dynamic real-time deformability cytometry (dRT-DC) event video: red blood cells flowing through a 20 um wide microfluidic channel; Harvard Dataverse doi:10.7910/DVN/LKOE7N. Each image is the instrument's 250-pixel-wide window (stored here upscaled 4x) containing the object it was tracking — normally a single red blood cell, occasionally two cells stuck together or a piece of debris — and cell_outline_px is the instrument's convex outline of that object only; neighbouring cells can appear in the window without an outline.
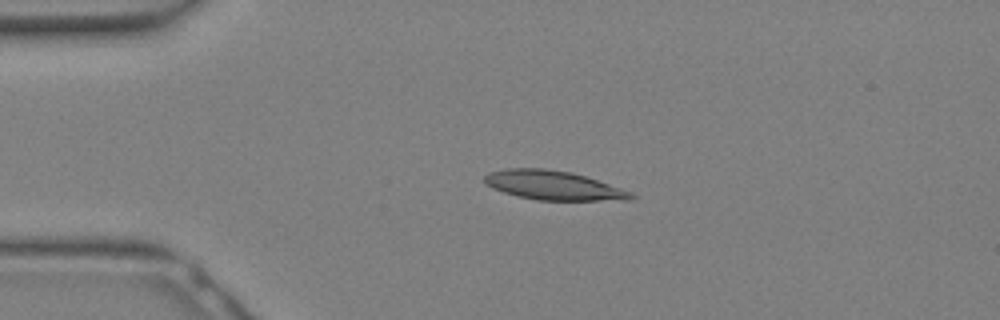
{"species": "Egyptian fruit bat (a non-hibernating species)", "species_latin": "Rousettus aegyptiacus", "temperature_condition": "warm", "stored_images_in_passage": 15, "camera_frame_rate_fps": 3000, "um_per_image_px": 0.085, "animal": {"sex": "female"}, "frame": {"image": 1, "passage_image": 7, "time_ms": 2.0, "image_size_px": [1000, 320], "cell_outline_px": [[636, 196], [632, 200], [536, 200], [504, 192], [492, 188], [484, 184], [484, 176], [488, 172], [504, 168], [544, 168], [572, 172], [632, 192]], "centroid_in_image_um": [47.0, 15.75], "position_along_channel_um": 38.0, "area_um2": 24.85}}
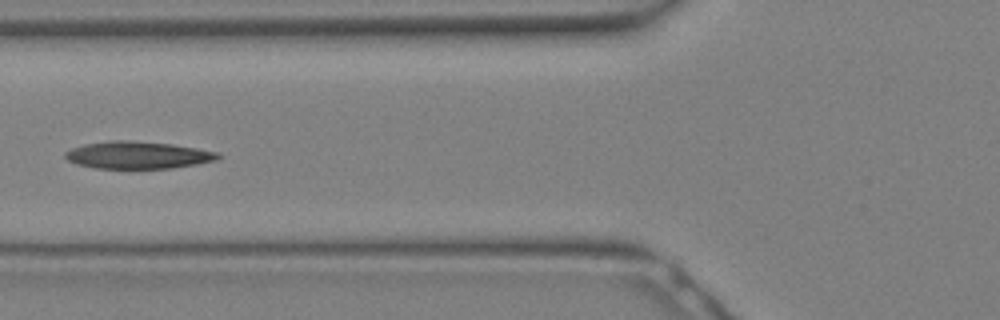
{"frame": {"image": 2, "passage_image": 12, "time_ms": 3.667, "image_size_px": [1000, 320], "cell_outline_px": [[220, 156], [216, 160], [196, 164], [172, 168], [96, 168], [76, 164], [68, 160], [64, 156], [64, 152], [72, 148], [84, 144], [112, 140], [128, 140], [172, 144], [220, 152]], "centroid_in_image_um": [11.7, 13.18], "position_along_channel_um": 114.1, "area_um2": 24.22}}
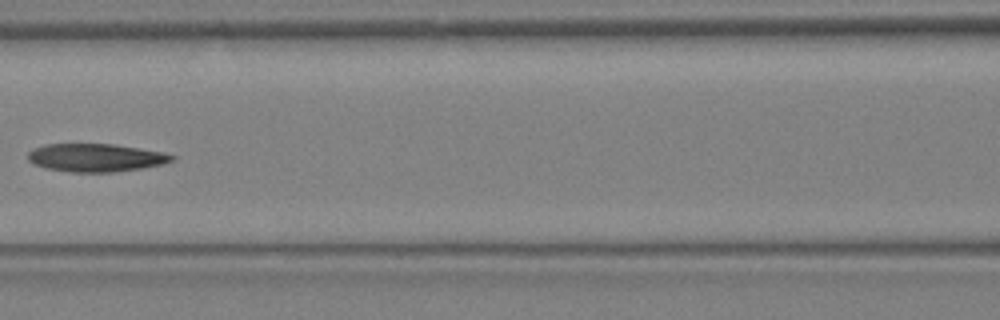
{"frame": {"image": 3, "passage_image": 14, "time_ms": 4.333, "image_size_px": [1000, 320], "cell_outline_px": [[176, 156], [172, 160], [164, 164], [140, 168], [112, 172], [68, 172], [48, 168], [36, 164], [28, 160], [28, 152], [32, 148], [44, 144], [112, 144], [164, 152]], "centroid_in_image_um": [8.13, 13.39], "position_along_channel_um": 158.5, "area_um2": 23.41}}